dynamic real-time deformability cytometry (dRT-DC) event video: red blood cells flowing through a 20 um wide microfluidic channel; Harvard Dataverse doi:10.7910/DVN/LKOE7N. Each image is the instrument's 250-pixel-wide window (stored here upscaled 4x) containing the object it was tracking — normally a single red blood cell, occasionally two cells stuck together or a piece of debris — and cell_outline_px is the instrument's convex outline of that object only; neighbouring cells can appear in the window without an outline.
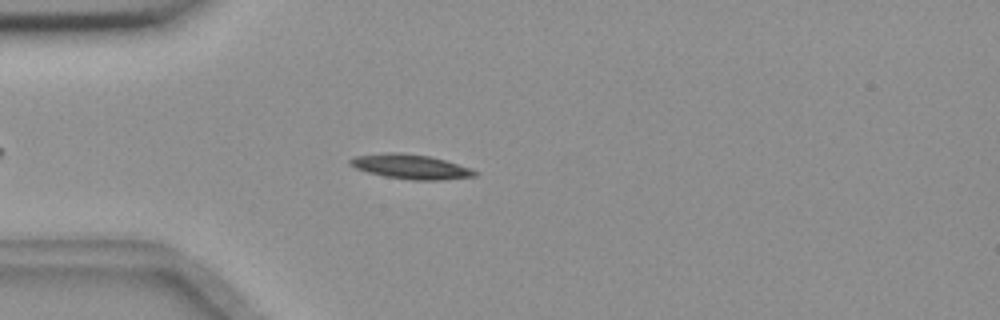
{"species": "common noctule bat (a hibernating species)", "species_latin": "Nyctalus noctula", "temperature_condition": "room temperature", "stored_images_in_passage": 49, "camera_frame_rate_fps": 3000, "um_per_image_px": 0.085, "animal": {"sex": "female", "body_mass_g": 18.4}, "frame": {"image": 1, "passage_image": 9, "time_ms": 2.667, "image_size_px": [1000, 320], "cell_outline_px": [[480, 172], [476, 176], [444, 180], [412, 180], [384, 176], [368, 172], [356, 168], [348, 164], [348, 160], [356, 156], [388, 152], [400, 152], [432, 156], [472, 168]], "centroid_in_image_um": [34.96, 14.16], "position_along_channel_um": 50.0, "area_um2": 18.09}}
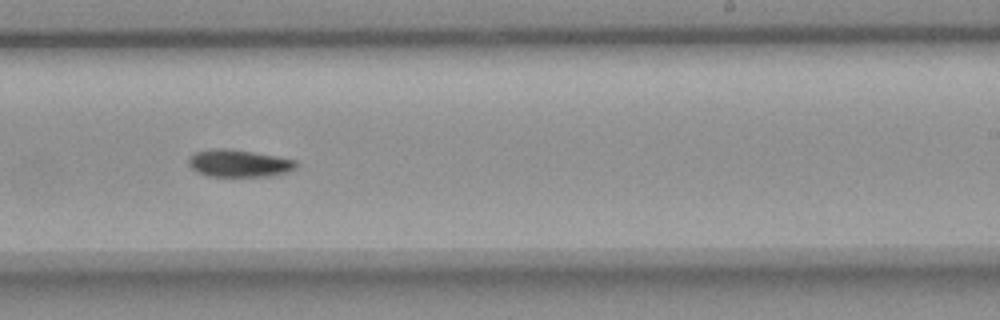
{"frame": {"image": 2, "passage_image": 28, "time_ms": 9.0, "image_size_px": [1000, 320], "cell_outline_px": [[296, 168], [288, 172], [268, 176], [208, 176], [196, 172], [188, 164], [188, 156], [192, 152], [212, 148], [228, 148], [252, 152], [296, 160]], "centroid_in_image_um": [20.23, 13.87], "position_along_channel_um": 268.8, "area_um2": 17.22}}
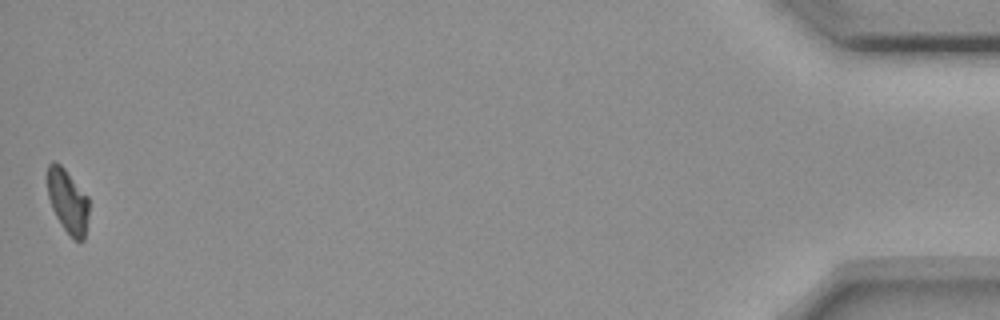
{"frame": {"image": 3, "passage_image": 49, "time_ms": 16.0, "image_size_px": [1000, 320], "cell_outline_px": [[88, 216], [84, 240], [76, 240], [64, 228], [56, 216], [52, 208], [48, 196], [48, 164], [52, 160], [60, 164], [64, 168], [88, 196]], "centroid_in_image_um": [5.76, 17.07], "position_along_channel_um": 429.4, "area_um2": 15.14}, "authors_computed_cell_mechanics": {"area_um2": 16.8198, "velocity_mm_per_s": 3.6434, "shape_relaxation_time_tau1_ms": 4.7506, "shape_relaxation_time_tau2_ms": null, "deformation_change_tau1": 0.1223, "deformation_change_tau2": null}}